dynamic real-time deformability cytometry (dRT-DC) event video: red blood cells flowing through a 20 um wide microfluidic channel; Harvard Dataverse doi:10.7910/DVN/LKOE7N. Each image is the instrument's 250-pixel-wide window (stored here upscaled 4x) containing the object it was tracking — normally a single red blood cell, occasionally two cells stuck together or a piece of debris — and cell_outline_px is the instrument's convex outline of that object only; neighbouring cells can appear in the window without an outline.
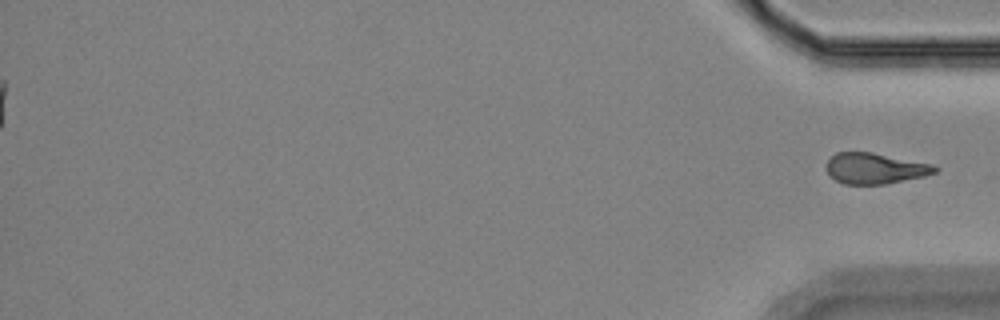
{"species": "Egyptian fruit bat (a non-hibernating species)", "species_latin": "Rousettus aegyptiacus", "temperature_condition": "room temperature", "stored_images_in_passage": 14, "segment_of_instrument_passage": [2, 2], "camera_frame_rate_fps": 3000, "um_per_image_px": 0.085, "animal": {"sex": "female"}, "frame": {"image": 1, "passage_image": 14, "time_ms": 16.667, "image_size_px": [1000, 320], "cell_outline_px": [[940, 168], [936, 172], [924, 176], [884, 184], [844, 184], [828, 176], [824, 168], [824, 164], [836, 152], [872, 152], [932, 164]], "centroid_in_image_um": [74.32, 14.31], "position_along_channel_um": 360.9, "area_um2": 19.65}}